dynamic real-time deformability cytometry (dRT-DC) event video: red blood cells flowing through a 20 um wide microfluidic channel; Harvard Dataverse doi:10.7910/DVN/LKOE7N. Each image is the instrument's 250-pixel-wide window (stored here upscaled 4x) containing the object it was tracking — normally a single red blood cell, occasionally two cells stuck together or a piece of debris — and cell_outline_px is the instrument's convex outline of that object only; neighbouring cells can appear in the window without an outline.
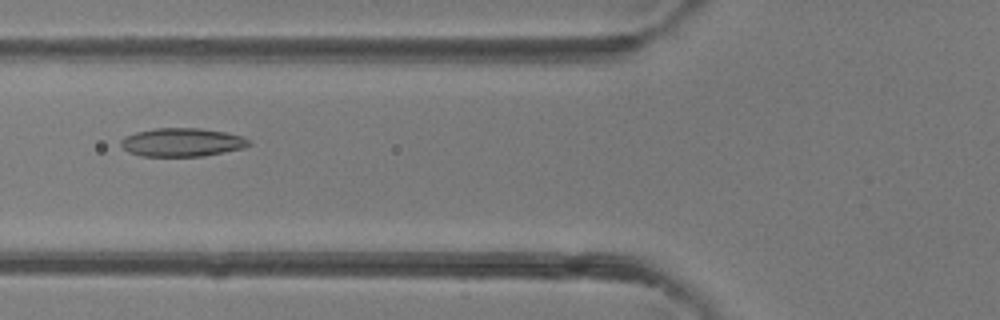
{"species": "common noctule bat (a hibernating species)", "species_latin": "Nyctalus noctula", "temperature_condition": "room temperature", "stored_images_in_passage": 5, "camera_frame_rate_fps": 3000, "um_per_image_px": 0.085, "animal": {"sex": "female"}, "frame": {"image": 1, "passage_image": 5, "time_ms": 4.333, "image_size_px": [1000, 320], "cell_outline_px": [[252, 144], [244, 148], [204, 156], [140, 156], [128, 152], [120, 144], [120, 140], [124, 136], [136, 132], [156, 128], [200, 128], [228, 132], [244, 136]], "centroid_in_image_um": [15.49, 12.09], "position_along_channel_um": 110.3, "area_um2": 21.44}}